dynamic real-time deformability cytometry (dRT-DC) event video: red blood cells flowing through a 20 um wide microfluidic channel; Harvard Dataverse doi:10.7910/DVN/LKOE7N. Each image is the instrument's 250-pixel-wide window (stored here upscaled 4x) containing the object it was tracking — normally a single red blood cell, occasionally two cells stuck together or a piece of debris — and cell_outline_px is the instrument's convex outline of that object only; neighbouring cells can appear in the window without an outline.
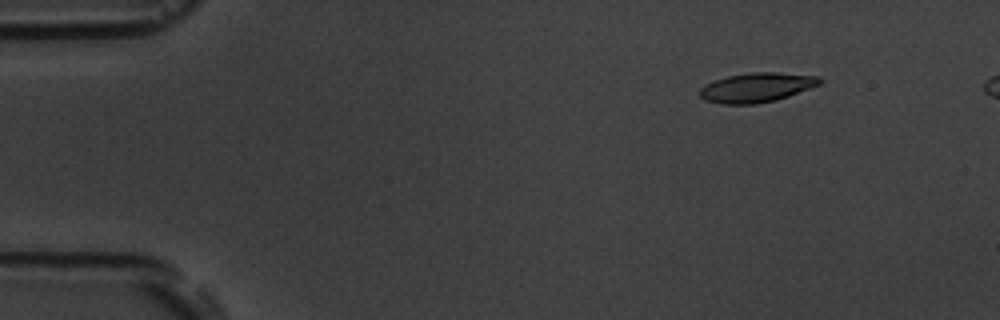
{"species": "common noctule bat (a hibernating species)", "species_latin": "Nyctalus noctula", "temperature_condition": "room temperature", "stored_images_in_passage": 6, "camera_frame_rate_fps": 3000, "um_per_image_px": 0.085, "animal": {"sex": "male", "body_mass_g": 19.5, "forearm_length_mm": 54.6}, "frame": {"image": 1, "passage_image": 2, "time_ms": 1.0, "image_size_px": [1000, 320], "cell_outline_px": [[824, 80], [820, 84], [788, 96], [776, 100], [756, 104], [724, 104], [704, 100], [696, 92], [704, 84], [728, 76], [748, 72], [776, 72], [816, 76]], "centroid_in_image_um": [64.27, 7.44], "position_along_channel_um": 20.7, "area_um2": 20.63}}